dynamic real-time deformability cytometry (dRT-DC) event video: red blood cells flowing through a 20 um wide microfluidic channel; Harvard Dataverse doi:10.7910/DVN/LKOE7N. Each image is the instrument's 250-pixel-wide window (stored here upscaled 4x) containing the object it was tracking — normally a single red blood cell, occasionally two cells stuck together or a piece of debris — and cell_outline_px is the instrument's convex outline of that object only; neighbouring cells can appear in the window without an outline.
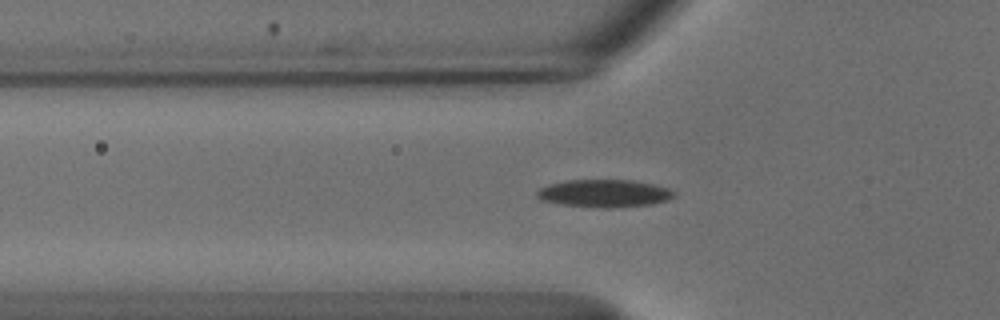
{"species": "common noctule bat (a hibernating species)", "species_latin": "Nyctalus noctula", "temperature_condition": "cold", "stored_images_in_passage": 34, "camera_frame_rate_fps": 3000, "um_per_image_px": 0.085, "animal": {"sex": "male", "body_mass_g": 18.8}, "frame": {"image": 1, "passage_image": 2, "time_ms": 0.333, "image_size_px": [1000, 320], "cell_outline_px": [[676, 196], [668, 200], [652, 204], [608, 208], [604, 208], [564, 204], [540, 200], [536, 196], [536, 192], [540, 188], [548, 184], [564, 180], [632, 180], [652, 184], [668, 188], [676, 192]], "centroid_in_image_um": [51.37, 16.43], "position_along_channel_um": 74.4, "area_um2": 22.08}}
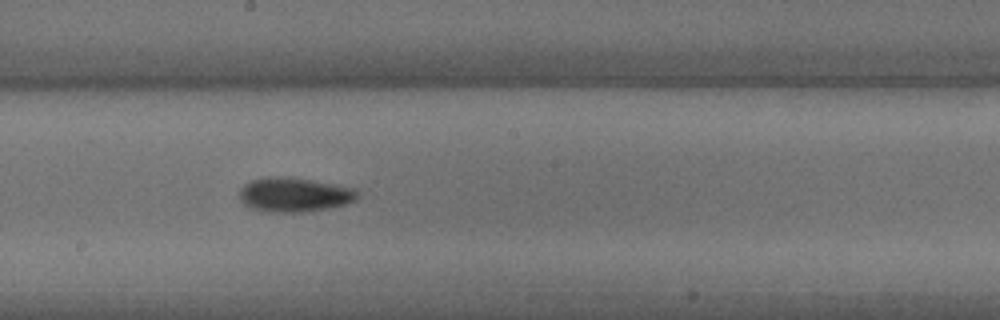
{"frame": {"image": 2, "passage_image": 14, "time_ms": 4.333, "image_size_px": [1000, 320], "cell_outline_px": [[360, 196], [356, 200], [348, 204], [328, 208], [300, 212], [272, 212], [252, 208], [244, 204], [240, 200], [240, 188], [244, 184], [252, 180], [268, 176], [280, 176], [312, 180], [336, 184], [356, 188], [360, 192]], "centroid_in_image_um": [25.07, 16.54], "position_along_channel_um": 223.1, "area_um2": 23.81}}
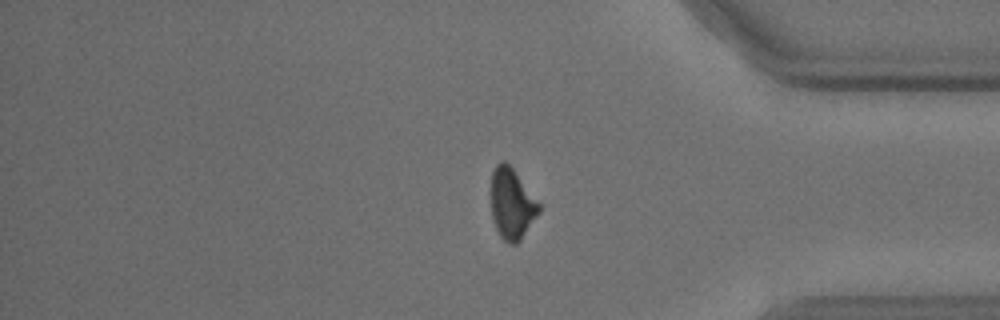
{"frame": {"image": 3, "passage_image": 29, "time_ms": 9.333, "image_size_px": [1000, 320], "cell_outline_px": [[540, 212], [520, 240], [516, 244], [508, 244], [500, 236], [492, 220], [492, 172], [496, 164], [504, 160], [512, 168], [540, 204]], "centroid_in_image_um": [43.5, 17.35], "position_along_channel_um": 391.7, "area_um2": 19.48}}